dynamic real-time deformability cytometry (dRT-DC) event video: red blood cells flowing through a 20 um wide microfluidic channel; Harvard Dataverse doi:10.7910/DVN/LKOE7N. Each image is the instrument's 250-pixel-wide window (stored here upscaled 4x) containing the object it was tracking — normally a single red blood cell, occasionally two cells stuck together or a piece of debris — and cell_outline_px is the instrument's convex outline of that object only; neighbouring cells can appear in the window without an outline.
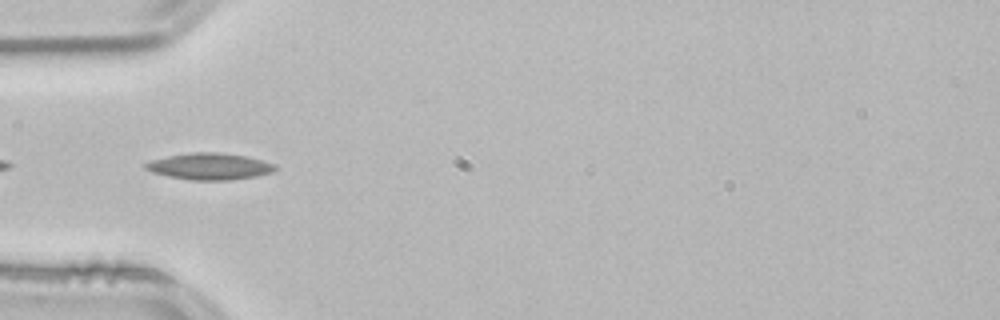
{"species": "common noctule bat (a hibernating species)", "species_latin": "Nyctalus noctula", "temperature_condition": "room temperature", "stored_images_in_passage": 15, "camera_frame_rate_fps": 3000, "um_per_image_px": 0.085, "animal": {"sex": "male", "body_mass_g": 21.5, "forearm_length_mm": 52.0}, "frame": {"image": 1, "passage_image": 3, "time_ms": 0.667, "image_size_px": [1000, 320], "cell_outline_px": [[276, 168], [272, 172], [256, 176], [232, 180], [192, 180], [168, 176], [152, 172], [144, 168], [144, 164], [152, 160], [168, 156], [188, 152], [220, 152], [248, 156], [264, 160], [276, 164]], "centroid_in_image_um": [17.84, 14.13], "position_along_channel_um": 67.2, "area_um2": 20.23}}